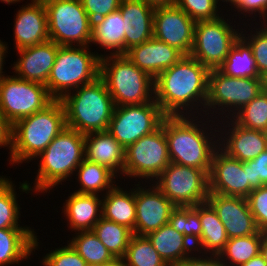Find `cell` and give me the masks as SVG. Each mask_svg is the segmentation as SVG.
<instances>
[{
	"mask_svg": "<svg viewBox=\"0 0 267 266\" xmlns=\"http://www.w3.org/2000/svg\"><path fill=\"white\" fill-rule=\"evenodd\" d=\"M24 0H0V2L5 3L7 5H12V4H18L20 2H23Z\"/></svg>",
	"mask_w": 267,
	"mask_h": 266,
	"instance_id": "6f0895ef",
	"label": "cell"
},
{
	"mask_svg": "<svg viewBox=\"0 0 267 266\" xmlns=\"http://www.w3.org/2000/svg\"><path fill=\"white\" fill-rule=\"evenodd\" d=\"M85 159L124 180L125 148L107 130L85 134Z\"/></svg>",
	"mask_w": 267,
	"mask_h": 266,
	"instance_id": "d4e9b609",
	"label": "cell"
},
{
	"mask_svg": "<svg viewBox=\"0 0 267 266\" xmlns=\"http://www.w3.org/2000/svg\"><path fill=\"white\" fill-rule=\"evenodd\" d=\"M92 44L104 51L102 57L125 55L124 20L119 9L92 22Z\"/></svg>",
	"mask_w": 267,
	"mask_h": 266,
	"instance_id": "83f0119b",
	"label": "cell"
},
{
	"mask_svg": "<svg viewBox=\"0 0 267 266\" xmlns=\"http://www.w3.org/2000/svg\"><path fill=\"white\" fill-rule=\"evenodd\" d=\"M11 133L12 125L0 114V149H8L9 156L11 151Z\"/></svg>",
	"mask_w": 267,
	"mask_h": 266,
	"instance_id": "c3c4849f",
	"label": "cell"
},
{
	"mask_svg": "<svg viewBox=\"0 0 267 266\" xmlns=\"http://www.w3.org/2000/svg\"><path fill=\"white\" fill-rule=\"evenodd\" d=\"M239 266H267V263L264 261L263 256L259 253L247 263L241 264Z\"/></svg>",
	"mask_w": 267,
	"mask_h": 266,
	"instance_id": "f907efd6",
	"label": "cell"
},
{
	"mask_svg": "<svg viewBox=\"0 0 267 266\" xmlns=\"http://www.w3.org/2000/svg\"><path fill=\"white\" fill-rule=\"evenodd\" d=\"M47 18L49 39L59 46H90L92 21L81 0H42Z\"/></svg>",
	"mask_w": 267,
	"mask_h": 266,
	"instance_id": "30bf717a",
	"label": "cell"
},
{
	"mask_svg": "<svg viewBox=\"0 0 267 266\" xmlns=\"http://www.w3.org/2000/svg\"><path fill=\"white\" fill-rule=\"evenodd\" d=\"M260 254L263 256L264 261L267 263V230L263 231V238L261 241Z\"/></svg>",
	"mask_w": 267,
	"mask_h": 266,
	"instance_id": "f5cc1de1",
	"label": "cell"
},
{
	"mask_svg": "<svg viewBox=\"0 0 267 266\" xmlns=\"http://www.w3.org/2000/svg\"><path fill=\"white\" fill-rule=\"evenodd\" d=\"M209 193L247 198L254 190L248 182V164L228 156L219 147L212 156Z\"/></svg>",
	"mask_w": 267,
	"mask_h": 266,
	"instance_id": "2e32d148",
	"label": "cell"
},
{
	"mask_svg": "<svg viewBox=\"0 0 267 266\" xmlns=\"http://www.w3.org/2000/svg\"><path fill=\"white\" fill-rule=\"evenodd\" d=\"M69 191L62 203V212L71 232L93 230L102 217V196ZM70 195V196H69Z\"/></svg>",
	"mask_w": 267,
	"mask_h": 266,
	"instance_id": "cb8c5ba5",
	"label": "cell"
},
{
	"mask_svg": "<svg viewBox=\"0 0 267 266\" xmlns=\"http://www.w3.org/2000/svg\"><path fill=\"white\" fill-rule=\"evenodd\" d=\"M104 266H127L124 258H114Z\"/></svg>",
	"mask_w": 267,
	"mask_h": 266,
	"instance_id": "11a10c76",
	"label": "cell"
},
{
	"mask_svg": "<svg viewBox=\"0 0 267 266\" xmlns=\"http://www.w3.org/2000/svg\"><path fill=\"white\" fill-rule=\"evenodd\" d=\"M170 162L203 170L208 176L218 148V123L206 115L165 116L161 123Z\"/></svg>",
	"mask_w": 267,
	"mask_h": 266,
	"instance_id": "7a4b0ae2",
	"label": "cell"
},
{
	"mask_svg": "<svg viewBox=\"0 0 267 266\" xmlns=\"http://www.w3.org/2000/svg\"><path fill=\"white\" fill-rule=\"evenodd\" d=\"M73 179L76 180L75 184H77V189L74 192L99 196L105 195L117 184V181H121L108 168L87 159H84L76 169L72 178V182H75Z\"/></svg>",
	"mask_w": 267,
	"mask_h": 266,
	"instance_id": "4dcf8cb0",
	"label": "cell"
},
{
	"mask_svg": "<svg viewBox=\"0 0 267 266\" xmlns=\"http://www.w3.org/2000/svg\"><path fill=\"white\" fill-rule=\"evenodd\" d=\"M263 231L245 237L230 238L219 258L225 266H239L247 263L260 253Z\"/></svg>",
	"mask_w": 267,
	"mask_h": 266,
	"instance_id": "e575fe53",
	"label": "cell"
},
{
	"mask_svg": "<svg viewBox=\"0 0 267 266\" xmlns=\"http://www.w3.org/2000/svg\"><path fill=\"white\" fill-rule=\"evenodd\" d=\"M9 50V45L7 42H3V40L0 39V78L3 77L4 75H6V70H4V65L6 63V56L8 57L7 54H10V50Z\"/></svg>",
	"mask_w": 267,
	"mask_h": 266,
	"instance_id": "681fc988",
	"label": "cell"
},
{
	"mask_svg": "<svg viewBox=\"0 0 267 266\" xmlns=\"http://www.w3.org/2000/svg\"><path fill=\"white\" fill-rule=\"evenodd\" d=\"M28 1L21 5L20 9L15 13L13 21V40L15 42L13 45L15 51L50 40L44 2L42 0Z\"/></svg>",
	"mask_w": 267,
	"mask_h": 266,
	"instance_id": "ffe728a7",
	"label": "cell"
},
{
	"mask_svg": "<svg viewBox=\"0 0 267 266\" xmlns=\"http://www.w3.org/2000/svg\"><path fill=\"white\" fill-rule=\"evenodd\" d=\"M143 1L153 5L154 7H156V6H165V5H173V4L176 3V0H143Z\"/></svg>",
	"mask_w": 267,
	"mask_h": 266,
	"instance_id": "db71d44e",
	"label": "cell"
},
{
	"mask_svg": "<svg viewBox=\"0 0 267 266\" xmlns=\"http://www.w3.org/2000/svg\"><path fill=\"white\" fill-rule=\"evenodd\" d=\"M230 17L226 13L216 20L195 22L190 55L209 70L217 69L225 61L241 36L243 24Z\"/></svg>",
	"mask_w": 267,
	"mask_h": 266,
	"instance_id": "9c48e42d",
	"label": "cell"
},
{
	"mask_svg": "<svg viewBox=\"0 0 267 266\" xmlns=\"http://www.w3.org/2000/svg\"><path fill=\"white\" fill-rule=\"evenodd\" d=\"M265 152H266V156H267V142H266V149H265Z\"/></svg>",
	"mask_w": 267,
	"mask_h": 266,
	"instance_id": "680465c9",
	"label": "cell"
},
{
	"mask_svg": "<svg viewBox=\"0 0 267 266\" xmlns=\"http://www.w3.org/2000/svg\"><path fill=\"white\" fill-rule=\"evenodd\" d=\"M231 118L242 127L267 132V94L261 92Z\"/></svg>",
	"mask_w": 267,
	"mask_h": 266,
	"instance_id": "f35d334b",
	"label": "cell"
},
{
	"mask_svg": "<svg viewBox=\"0 0 267 266\" xmlns=\"http://www.w3.org/2000/svg\"><path fill=\"white\" fill-rule=\"evenodd\" d=\"M250 211L256 226L261 231L267 230V185L254 189L247 197Z\"/></svg>",
	"mask_w": 267,
	"mask_h": 266,
	"instance_id": "ee69618b",
	"label": "cell"
},
{
	"mask_svg": "<svg viewBox=\"0 0 267 266\" xmlns=\"http://www.w3.org/2000/svg\"><path fill=\"white\" fill-rule=\"evenodd\" d=\"M67 243V244H66ZM51 247L37 264L42 266H89L68 242L61 247Z\"/></svg>",
	"mask_w": 267,
	"mask_h": 266,
	"instance_id": "7bdbcfd3",
	"label": "cell"
},
{
	"mask_svg": "<svg viewBox=\"0 0 267 266\" xmlns=\"http://www.w3.org/2000/svg\"><path fill=\"white\" fill-rule=\"evenodd\" d=\"M261 92V78H235L211 69L205 115L215 121L231 118Z\"/></svg>",
	"mask_w": 267,
	"mask_h": 266,
	"instance_id": "ba28073f",
	"label": "cell"
},
{
	"mask_svg": "<svg viewBox=\"0 0 267 266\" xmlns=\"http://www.w3.org/2000/svg\"><path fill=\"white\" fill-rule=\"evenodd\" d=\"M170 163L165 131L160 126L125 149L124 182H153Z\"/></svg>",
	"mask_w": 267,
	"mask_h": 266,
	"instance_id": "8fae6325",
	"label": "cell"
},
{
	"mask_svg": "<svg viewBox=\"0 0 267 266\" xmlns=\"http://www.w3.org/2000/svg\"><path fill=\"white\" fill-rule=\"evenodd\" d=\"M175 266H225L218 255H201L195 253L193 256L184 259Z\"/></svg>",
	"mask_w": 267,
	"mask_h": 266,
	"instance_id": "7dc6e473",
	"label": "cell"
},
{
	"mask_svg": "<svg viewBox=\"0 0 267 266\" xmlns=\"http://www.w3.org/2000/svg\"><path fill=\"white\" fill-rule=\"evenodd\" d=\"M165 116L155 100L140 105L115 106L107 131L126 149L157 130Z\"/></svg>",
	"mask_w": 267,
	"mask_h": 266,
	"instance_id": "5bb4252c",
	"label": "cell"
},
{
	"mask_svg": "<svg viewBox=\"0 0 267 266\" xmlns=\"http://www.w3.org/2000/svg\"><path fill=\"white\" fill-rule=\"evenodd\" d=\"M262 92L267 94V71L261 75Z\"/></svg>",
	"mask_w": 267,
	"mask_h": 266,
	"instance_id": "9f6ffc18",
	"label": "cell"
},
{
	"mask_svg": "<svg viewBox=\"0 0 267 266\" xmlns=\"http://www.w3.org/2000/svg\"><path fill=\"white\" fill-rule=\"evenodd\" d=\"M59 45L49 40L42 44L16 50L17 60L9 66L20 79L46 85ZM12 67V68H11Z\"/></svg>",
	"mask_w": 267,
	"mask_h": 266,
	"instance_id": "44dd1931",
	"label": "cell"
},
{
	"mask_svg": "<svg viewBox=\"0 0 267 266\" xmlns=\"http://www.w3.org/2000/svg\"><path fill=\"white\" fill-rule=\"evenodd\" d=\"M15 179L0 174V229L4 228H34L21 224V199L17 194ZM18 199V200H17ZM21 205V206H20ZM20 218V219H19Z\"/></svg>",
	"mask_w": 267,
	"mask_h": 266,
	"instance_id": "d6a6232c",
	"label": "cell"
},
{
	"mask_svg": "<svg viewBox=\"0 0 267 266\" xmlns=\"http://www.w3.org/2000/svg\"><path fill=\"white\" fill-rule=\"evenodd\" d=\"M209 69L184 55L155 79V101L166 116L205 115Z\"/></svg>",
	"mask_w": 267,
	"mask_h": 266,
	"instance_id": "6da1fadb",
	"label": "cell"
},
{
	"mask_svg": "<svg viewBox=\"0 0 267 266\" xmlns=\"http://www.w3.org/2000/svg\"><path fill=\"white\" fill-rule=\"evenodd\" d=\"M241 37L251 47L257 71L261 76L267 71V24H243Z\"/></svg>",
	"mask_w": 267,
	"mask_h": 266,
	"instance_id": "ab89813d",
	"label": "cell"
},
{
	"mask_svg": "<svg viewBox=\"0 0 267 266\" xmlns=\"http://www.w3.org/2000/svg\"><path fill=\"white\" fill-rule=\"evenodd\" d=\"M119 182L122 181H118L112 189L102 196V217L129 228L134 234L136 221L135 182L134 184L131 182V186H134L130 189L128 184L123 182L124 185H127L124 187Z\"/></svg>",
	"mask_w": 267,
	"mask_h": 266,
	"instance_id": "4316f807",
	"label": "cell"
},
{
	"mask_svg": "<svg viewBox=\"0 0 267 266\" xmlns=\"http://www.w3.org/2000/svg\"><path fill=\"white\" fill-rule=\"evenodd\" d=\"M217 123L218 147L228 156L246 162L265 151L267 132L242 127L232 118L222 119Z\"/></svg>",
	"mask_w": 267,
	"mask_h": 266,
	"instance_id": "ac0fdd59",
	"label": "cell"
},
{
	"mask_svg": "<svg viewBox=\"0 0 267 266\" xmlns=\"http://www.w3.org/2000/svg\"><path fill=\"white\" fill-rule=\"evenodd\" d=\"M248 164V182L253 189L267 185V156L262 152L253 160L246 161Z\"/></svg>",
	"mask_w": 267,
	"mask_h": 266,
	"instance_id": "f6af8a7d",
	"label": "cell"
},
{
	"mask_svg": "<svg viewBox=\"0 0 267 266\" xmlns=\"http://www.w3.org/2000/svg\"><path fill=\"white\" fill-rule=\"evenodd\" d=\"M122 0H81L82 6L93 22L119 9Z\"/></svg>",
	"mask_w": 267,
	"mask_h": 266,
	"instance_id": "bcb514c9",
	"label": "cell"
},
{
	"mask_svg": "<svg viewBox=\"0 0 267 266\" xmlns=\"http://www.w3.org/2000/svg\"><path fill=\"white\" fill-rule=\"evenodd\" d=\"M125 56L135 66L155 79L161 72L177 63L184 54L176 47L153 37L129 49Z\"/></svg>",
	"mask_w": 267,
	"mask_h": 266,
	"instance_id": "7402d4cb",
	"label": "cell"
},
{
	"mask_svg": "<svg viewBox=\"0 0 267 266\" xmlns=\"http://www.w3.org/2000/svg\"><path fill=\"white\" fill-rule=\"evenodd\" d=\"M232 12L234 13L232 14ZM229 14L231 15L232 18H234L235 16L234 19L242 24H249V22L250 24L266 23L267 0H236L235 8L232 11H230Z\"/></svg>",
	"mask_w": 267,
	"mask_h": 266,
	"instance_id": "60d3db41",
	"label": "cell"
},
{
	"mask_svg": "<svg viewBox=\"0 0 267 266\" xmlns=\"http://www.w3.org/2000/svg\"><path fill=\"white\" fill-rule=\"evenodd\" d=\"M135 206L134 234L139 236H146L168 224L176 207L152 182L135 183Z\"/></svg>",
	"mask_w": 267,
	"mask_h": 266,
	"instance_id": "9a60e30c",
	"label": "cell"
},
{
	"mask_svg": "<svg viewBox=\"0 0 267 266\" xmlns=\"http://www.w3.org/2000/svg\"><path fill=\"white\" fill-rule=\"evenodd\" d=\"M91 46H59L54 65L46 83L48 93L54 100L93 82L100 77L102 53ZM96 52V53H95Z\"/></svg>",
	"mask_w": 267,
	"mask_h": 266,
	"instance_id": "8992f818",
	"label": "cell"
},
{
	"mask_svg": "<svg viewBox=\"0 0 267 266\" xmlns=\"http://www.w3.org/2000/svg\"><path fill=\"white\" fill-rule=\"evenodd\" d=\"M155 7L143 0H122L119 10L124 20L125 54L134 46L153 38Z\"/></svg>",
	"mask_w": 267,
	"mask_h": 266,
	"instance_id": "603a6c76",
	"label": "cell"
},
{
	"mask_svg": "<svg viewBox=\"0 0 267 266\" xmlns=\"http://www.w3.org/2000/svg\"><path fill=\"white\" fill-rule=\"evenodd\" d=\"M60 101L68 128L82 134L108 130L115 104L101 77L66 94Z\"/></svg>",
	"mask_w": 267,
	"mask_h": 266,
	"instance_id": "5b68a950",
	"label": "cell"
},
{
	"mask_svg": "<svg viewBox=\"0 0 267 266\" xmlns=\"http://www.w3.org/2000/svg\"><path fill=\"white\" fill-rule=\"evenodd\" d=\"M152 183L175 206H196L208 199L209 177L195 167L171 162Z\"/></svg>",
	"mask_w": 267,
	"mask_h": 266,
	"instance_id": "4fadbf2b",
	"label": "cell"
},
{
	"mask_svg": "<svg viewBox=\"0 0 267 266\" xmlns=\"http://www.w3.org/2000/svg\"><path fill=\"white\" fill-rule=\"evenodd\" d=\"M207 202L216 211L229 239L249 236L259 231L247 198L209 193Z\"/></svg>",
	"mask_w": 267,
	"mask_h": 266,
	"instance_id": "d6986e66",
	"label": "cell"
},
{
	"mask_svg": "<svg viewBox=\"0 0 267 266\" xmlns=\"http://www.w3.org/2000/svg\"><path fill=\"white\" fill-rule=\"evenodd\" d=\"M66 127L65 109L60 100H54L44 110L17 120L12 125L8 164L17 168L33 161Z\"/></svg>",
	"mask_w": 267,
	"mask_h": 266,
	"instance_id": "277c9868",
	"label": "cell"
},
{
	"mask_svg": "<svg viewBox=\"0 0 267 266\" xmlns=\"http://www.w3.org/2000/svg\"><path fill=\"white\" fill-rule=\"evenodd\" d=\"M195 21L176 4L156 6L153 37L190 55L193 46Z\"/></svg>",
	"mask_w": 267,
	"mask_h": 266,
	"instance_id": "e0dca14e",
	"label": "cell"
},
{
	"mask_svg": "<svg viewBox=\"0 0 267 266\" xmlns=\"http://www.w3.org/2000/svg\"><path fill=\"white\" fill-rule=\"evenodd\" d=\"M53 101L43 84L20 79L14 74L0 78V114L11 125L44 110Z\"/></svg>",
	"mask_w": 267,
	"mask_h": 266,
	"instance_id": "7c38bea8",
	"label": "cell"
},
{
	"mask_svg": "<svg viewBox=\"0 0 267 266\" xmlns=\"http://www.w3.org/2000/svg\"><path fill=\"white\" fill-rule=\"evenodd\" d=\"M199 218L202 234L194 245L196 253L201 255H219L229 240L223 223L208 202L199 204Z\"/></svg>",
	"mask_w": 267,
	"mask_h": 266,
	"instance_id": "f546056e",
	"label": "cell"
},
{
	"mask_svg": "<svg viewBox=\"0 0 267 266\" xmlns=\"http://www.w3.org/2000/svg\"><path fill=\"white\" fill-rule=\"evenodd\" d=\"M73 234L67 242L89 266H104L115 258L93 230L78 231Z\"/></svg>",
	"mask_w": 267,
	"mask_h": 266,
	"instance_id": "836d02e7",
	"label": "cell"
},
{
	"mask_svg": "<svg viewBox=\"0 0 267 266\" xmlns=\"http://www.w3.org/2000/svg\"><path fill=\"white\" fill-rule=\"evenodd\" d=\"M93 232L115 258H123L133 232L104 217L95 224Z\"/></svg>",
	"mask_w": 267,
	"mask_h": 266,
	"instance_id": "d590c367",
	"label": "cell"
},
{
	"mask_svg": "<svg viewBox=\"0 0 267 266\" xmlns=\"http://www.w3.org/2000/svg\"><path fill=\"white\" fill-rule=\"evenodd\" d=\"M37 234L34 228L0 229V266L20 265L30 260L40 250Z\"/></svg>",
	"mask_w": 267,
	"mask_h": 266,
	"instance_id": "484cf974",
	"label": "cell"
},
{
	"mask_svg": "<svg viewBox=\"0 0 267 266\" xmlns=\"http://www.w3.org/2000/svg\"><path fill=\"white\" fill-rule=\"evenodd\" d=\"M85 159V134L66 127L61 131L46 149L34 159L38 170L33 182H19V191L22 194L48 195L56 187L63 186L70 181L78 166ZM71 178V179H70ZM33 184V186H32ZM54 188V189H53ZM51 191V192H50ZM23 192V193H22ZM46 193V194H45ZM48 193V194H47Z\"/></svg>",
	"mask_w": 267,
	"mask_h": 266,
	"instance_id": "3957f363",
	"label": "cell"
},
{
	"mask_svg": "<svg viewBox=\"0 0 267 266\" xmlns=\"http://www.w3.org/2000/svg\"><path fill=\"white\" fill-rule=\"evenodd\" d=\"M146 237L168 266H175L196 253L194 244L169 224L150 232Z\"/></svg>",
	"mask_w": 267,
	"mask_h": 266,
	"instance_id": "f1b7e54d",
	"label": "cell"
},
{
	"mask_svg": "<svg viewBox=\"0 0 267 266\" xmlns=\"http://www.w3.org/2000/svg\"><path fill=\"white\" fill-rule=\"evenodd\" d=\"M168 224L195 245L202 234L199 204L176 206L171 212Z\"/></svg>",
	"mask_w": 267,
	"mask_h": 266,
	"instance_id": "74e56055",
	"label": "cell"
},
{
	"mask_svg": "<svg viewBox=\"0 0 267 266\" xmlns=\"http://www.w3.org/2000/svg\"><path fill=\"white\" fill-rule=\"evenodd\" d=\"M235 1L236 0H215V2L217 3V5L226 13H229V11L233 10V8H235ZM221 2V3H220ZM224 3V4H223ZM223 4V5H222ZM226 4V5H225ZM228 4V5H227ZM224 6V7H223ZM227 6V7H226ZM231 7V8H230ZM224 8V9H223Z\"/></svg>",
	"mask_w": 267,
	"mask_h": 266,
	"instance_id": "816d5d0a",
	"label": "cell"
},
{
	"mask_svg": "<svg viewBox=\"0 0 267 266\" xmlns=\"http://www.w3.org/2000/svg\"><path fill=\"white\" fill-rule=\"evenodd\" d=\"M100 77L115 106L140 105L155 100L154 79L125 55H107L100 61Z\"/></svg>",
	"mask_w": 267,
	"mask_h": 266,
	"instance_id": "52a82bcc",
	"label": "cell"
},
{
	"mask_svg": "<svg viewBox=\"0 0 267 266\" xmlns=\"http://www.w3.org/2000/svg\"><path fill=\"white\" fill-rule=\"evenodd\" d=\"M224 75L235 78H261L249 44L240 36L225 61L217 68Z\"/></svg>",
	"mask_w": 267,
	"mask_h": 266,
	"instance_id": "1f68e13d",
	"label": "cell"
},
{
	"mask_svg": "<svg viewBox=\"0 0 267 266\" xmlns=\"http://www.w3.org/2000/svg\"><path fill=\"white\" fill-rule=\"evenodd\" d=\"M175 4L195 22L216 20L224 15L215 0H176Z\"/></svg>",
	"mask_w": 267,
	"mask_h": 266,
	"instance_id": "b9f144b4",
	"label": "cell"
},
{
	"mask_svg": "<svg viewBox=\"0 0 267 266\" xmlns=\"http://www.w3.org/2000/svg\"><path fill=\"white\" fill-rule=\"evenodd\" d=\"M123 258L127 266H168L146 236L135 234Z\"/></svg>",
	"mask_w": 267,
	"mask_h": 266,
	"instance_id": "8d00e7d4",
	"label": "cell"
}]
</instances>
